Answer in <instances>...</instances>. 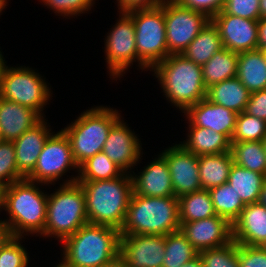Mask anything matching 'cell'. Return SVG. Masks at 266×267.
<instances>
[{"mask_svg":"<svg viewBox=\"0 0 266 267\" xmlns=\"http://www.w3.org/2000/svg\"><path fill=\"white\" fill-rule=\"evenodd\" d=\"M223 48L218 28L210 21L183 51V55L196 65L203 66Z\"/></svg>","mask_w":266,"mask_h":267,"instance_id":"obj_27","label":"cell"},{"mask_svg":"<svg viewBox=\"0 0 266 267\" xmlns=\"http://www.w3.org/2000/svg\"><path fill=\"white\" fill-rule=\"evenodd\" d=\"M122 116L110 129L102 152L124 172L130 173L142 163L143 147L141 138Z\"/></svg>","mask_w":266,"mask_h":267,"instance_id":"obj_13","label":"cell"},{"mask_svg":"<svg viewBox=\"0 0 266 267\" xmlns=\"http://www.w3.org/2000/svg\"><path fill=\"white\" fill-rule=\"evenodd\" d=\"M42 117L33 109L0 97V138L14 141Z\"/></svg>","mask_w":266,"mask_h":267,"instance_id":"obj_22","label":"cell"},{"mask_svg":"<svg viewBox=\"0 0 266 267\" xmlns=\"http://www.w3.org/2000/svg\"><path fill=\"white\" fill-rule=\"evenodd\" d=\"M260 18H266V0H260Z\"/></svg>","mask_w":266,"mask_h":267,"instance_id":"obj_50","label":"cell"},{"mask_svg":"<svg viewBox=\"0 0 266 267\" xmlns=\"http://www.w3.org/2000/svg\"><path fill=\"white\" fill-rule=\"evenodd\" d=\"M3 51L1 50V46H0V83H1V79H2V76L5 72V69L6 67L8 66L7 65V61L5 60L6 58H4V52L2 53Z\"/></svg>","mask_w":266,"mask_h":267,"instance_id":"obj_47","label":"cell"},{"mask_svg":"<svg viewBox=\"0 0 266 267\" xmlns=\"http://www.w3.org/2000/svg\"><path fill=\"white\" fill-rule=\"evenodd\" d=\"M38 1V0H37ZM42 6L53 11L55 16L72 19L83 14L92 13L96 0H39ZM91 11V12H90Z\"/></svg>","mask_w":266,"mask_h":267,"instance_id":"obj_37","label":"cell"},{"mask_svg":"<svg viewBox=\"0 0 266 267\" xmlns=\"http://www.w3.org/2000/svg\"><path fill=\"white\" fill-rule=\"evenodd\" d=\"M10 0H0V17L5 12Z\"/></svg>","mask_w":266,"mask_h":267,"instance_id":"obj_51","label":"cell"},{"mask_svg":"<svg viewBox=\"0 0 266 267\" xmlns=\"http://www.w3.org/2000/svg\"><path fill=\"white\" fill-rule=\"evenodd\" d=\"M77 182L84 190L88 223L120 231L133 193L130 173L114 179Z\"/></svg>","mask_w":266,"mask_h":267,"instance_id":"obj_4","label":"cell"},{"mask_svg":"<svg viewBox=\"0 0 266 267\" xmlns=\"http://www.w3.org/2000/svg\"><path fill=\"white\" fill-rule=\"evenodd\" d=\"M88 108L61 128L69 138L78 166L102 152L111 127L123 116L121 110L109 105H94Z\"/></svg>","mask_w":266,"mask_h":267,"instance_id":"obj_6","label":"cell"},{"mask_svg":"<svg viewBox=\"0 0 266 267\" xmlns=\"http://www.w3.org/2000/svg\"><path fill=\"white\" fill-rule=\"evenodd\" d=\"M53 267H60L58 264L55 263V265Z\"/></svg>","mask_w":266,"mask_h":267,"instance_id":"obj_57","label":"cell"},{"mask_svg":"<svg viewBox=\"0 0 266 267\" xmlns=\"http://www.w3.org/2000/svg\"><path fill=\"white\" fill-rule=\"evenodd\" d=\"M250 94L241 81L235 77L207 88L206 98L214 104L222 105L234 112L241 113L246 109Z\"/></svg>","mask_w":266,"mask_h":267,"instance_id":"obj_24","label":"cell"},{"mask_svg":"<svg viewBox=\"0 0 266 267\" xmlns=\"http://www.w3.org/2000/svg\"><path fill=\"white\" fill-rule=\"evenodd\" d=\"M25 179L16 166L15 147L13 141L0 142V189Z\"/></svg>","mask_w":266,"mask_h":267,"instance_id":"obj_39","label":"cell"},{"mask_svg":"<svg viewBox=\"0 0 266 267\" xmlns=\"http://www.w3.org/2000/svg\"><path fill=\"white\" fill-rule=\"evenodd\" d=\"M239 267H266V247L238 244Z\"/></svg>","mask_w":266,"mask_h":267,"instance_id":"obj_41","label":"cell"},{"mask_svg":"<svg viewBox=\"0 0 266 267\" xmlns=\"http://www.w3.org/2000/svg\"><path fill=\"white\" fill-rule=\"evenodd\" d=\"M266 180L261 173L250 171L233 163L229 172L230 184L244 205L256 203Z\"/></svg>","mask_w":266,"mask_h":267,"instance_id":"obj_28","label":"cell"},{"mask_svg":"<svg viewBox=\"0 0 266 267\" xmlns=\"http://www.w3.org/2000/svg\"><path fill=\"white\" fill-rule=\"evenodd\" d=\"M239 53L227 50L223 47L206 62L202 68L204 85L206 88L224 80L237 76V62Z\"/></svg>","mask_w":266,"mask_h":267,"instance_id":"obj_29","label":"cell"},{"mask_svg":"<svg viewBox=\"0 0 266 267\" xmlns=\"http://www.w3.org/2000/svg\"><path fill=\"white\" fill-rule=\"evenodd\" d=\"M233 165L231 151L221 154L198 156L199 177L201 188L210 190L225 184L229 179V172Z\"/></svg>","mask_w":266,"mask_h":267,"instance_id":"obj_26","label":"cell"},{"mask_svg":"<svg viewBox=\"0 0 266 267\" xmlns=\"http://www.w3.org/2000/svg\"><path fill=\"white\" fill-rule=\"evenodd\" d=\"M262 144L264 146V151H265V155H266V136L263 138Z\"/></svg>","mask_w":266,"mask_h":267,"instance_id":"obj_55","label":"cell"},{"mask_svg":"<svg viewBox=\"0 0 266 267\" xmlns=\"http://www.w3.org/2000/svg\"><path fill=\"white\" fill-rule=\"evenodd\" d=\"M164 18L168 55L182 54L200 31L211 21L204 13L164 1Z\"/></svg>","mask_w":266,"mask_h":267,"instance_id":"obj_12","label":"cell"},{"mask_svg":"<svg viewBox=\"0 0 266 267\" xmlns=\"http://www.w3.org/2000/svg\"><path fill=\"white\" fill-rule=\"evenodd\" d=\"M11 237L8 226L0 218V248L5 244V242Z\"/></svg>","mask_w":266,"mask_h":267,"instance_id":"obj_46","label":"cell"},{"mask_svg":"<svg viewBox=\"0 0 266 267\" xmlns=\"http://www.w3.org/2000/svg\"><path fill=\"white\" fill-rule=\"evenodd\" d=\"M260 0H225L223 9L219 13H227L244 19H260Z\"/></svg>","mask_w":266,"mask_h":267,"instance_id":"obj_40","label":"cell"},{"mask_svg":"<svg viewBox=\"0 0 266 267\" xmlns=\"http://www.w3.org/2000/svg\"><path fill=\"white\" fill-rule=\"evenodd\" d=\"M233 163L266 176V155L262 141L231 143Z\"/></svg>","mask_w":266,"mask_h":267,"instance_id":"obj_31","label":"cell"},{"mask_svg":"<svg viewBox=\"0 0 266 267\" xmlns=\"http://www.w3.org/2000/svg\"><path fill=\"white\" fill-rule=\"evenodd\" d=\"M202 267H239L238 244L232 242L198 253Z\"/></svg>","mask_w":266,"mask_h":267,"instance_id":"obj_36","label":"cell"},{"mask_svg":"<svg viewBox=\"0 0 266 267\" xmlns=\"http://www.w3.org/2000/svg\"><path fill=\"white\" fill-rule=\"evenodd\" d=\"M198 251L179 231L165 235V256L162 267H181L198 257Z\"/></svg>","mask_w":266,"mask_h":267,"instance_id":"obj_34","label":"cell"},{"mask_svg":"<svg viewBox=\"0 0 266 267\" xmlns=\"http://www.w3.org/2000/svg\"><path fill=\"white\" fill-rule=\"evenodd\" d=\"M157 79L160 90L171 108L182 114L206 98L202 68L183 54H170L148 74Z\"/></svg>","mask_w":266,"mask_h":267,"instance_id":"obj_3","label":"cell"},{"mask_svg":"<svg viewBox=\"0 0 266 267\" xmlns=\"http://www.w3.org/2000/svg\"><path fill=\"white\" fill-rule=\"evenodd\" d=\"M45 188H44V187ZM47 185L23 179L1 189V212H6L2 221L8 226L11 236L40 237L46 223Z\"/></svg>","mask_w":266,"mask_h":267,"instance_id":"obj_1","label":"cell"},{"mask_svg":"<svg viewBox=\"0 0 266 267\" xmlns=\"http://www.w3.org/2000/svg\"><path fill=\"white\" fill-rule=\"evenodd\" d=\"M117 12H129L136 9H151L160 6L166 0H115Z\"/></svg>","mask_w":266,"mask_h":267,"instance_id":"obj_44","label":"cell"},{"mask_svg":"<svg viewBox=\"0 0 266 267\" xmlns=\"http://www.w3.org/2000/svg\"><path fill=\"white\" fill-rule=\"evenodd\" d=\"M46 117L13 141L18 172L26 178L33 170L48 137L53 133Z\"/></svg>","mask_w":266,"mask_h":267,"instance_id":"obj_20","label":"cell"},{"mask_svg":"<svg viewBox=\"0 0 266 267\" xmlns=\"http://www.w3.org/2000/svg\"><path fill=\"white\" fill-rule=\"evenodd\" d=\"M263 55L264 60L266 61V48L259 49Z\"/></svg>","mask_w":266,"mask_h":267,"instance_id":"obj_53","label":"cell"},{"mask_svg":"<svg viewBox=\"0 0 266 267\" xmlns=\"http://www.w3.org/2000/svg\"><path fill=\"white\" fill-rule=\"evenodd\" d=\"M179 5L194 11L204 13L208 18L212 19L216 16L225 4V0H174Z\"/></svg>","mask_w":266,"mask_h":267,"instance_id":"obj_42","label":"cell"},{"mask_svg":"<svg viewBox=\"0 0 266 267\" xmlns=\"http://www.w3.org/2000/svg\"><path fill=\"white\" fill-rule=\"evenodd\" d=\"M72 170L73 175H67ZM78 171L79 166L74 160L69 138L60 129L57 132L54 130L48 137L34 170L25 179L47 185L50 189V185L56 187L58 183L63 185L77 182Z\"/></svg>","mask_w":266,"mask_h":267,"instance_id":"obj_10","label":"cell"},{"mask_svg":"<svg viewBox=\"0 0 266 267\" xmlns=\"http://www.w3.org/2000/svg\"><path fill=\"white\" fill-rule=\"evenodd\" d=\"M187 123L186 137L183 141H178L187 151L192 152L196 156L221 154L230 151L231 142L222 133H217L212 129L203 127H194L186 119Z\"/></svg>","mask_w":266,"mask_h":267,"instance_id":"obj_23","label":"cell"},{"mask_svg":"<svg viewBox=\"0 0 266 267\" xmlns=\"http://www.w3.org/2000/svg\"><path fill=\"white\" fill-rule=\"evenodd\" d=\"M266 136V121L245 112L238 113L231 143L262 141Z\"/></svg>","mask_w":266,"mask_h":267,"instance_id":"obj_35","label":"cell"},{"mask_svg":"<svg viewBox=\"0 0 266 267\" xmlns=\"http://www.w3.org/2000/svg\"><path fill=\"white\" fill-rule=\"evenodd\" d=\"M51 89L46 77L37 69L8 64L0 83V97L33 109L44 118L46 107L53 99Z\"/></svg>","mask_w":266,"mask_h":267,"instance_id":"obj_9","label":"cell"},{"mask_svg":"<svg viewBox=\"0 0 266 267\" xmlns=\"http://www.w3.org/2000/svg\"><path fill=\"white\" fill-rule=\"evenodd\" d=\"M120 231L87 223L60 245V267H99L120 258Z\"/></svg>","mask_w":266,"mask_h":267,"instance_id":"obj_2","label":"cell"},{"mask_svg":"<svg viewBox=\"0 0 266 267\" xmlns=\"http://www.w3.org/2000/svg\"><path fill=\"white\" fill-rule=\"evenodd\" d=\"M135 26L137 64L136 70L151 71L168 56L164 2L151 9H136L127 12Z\"/></svg>","mask_w":266,"mask_h":267,"instance_id":"obj_8","label":"cell"},{"mask_svg":"<svg viewBox=\"0 0 266 267\" xmlns=\"http://www.w3.org/2000/svg\"><path fill=\"white\" fill-rule=\"evenodd\" d=\"M57 187L55 191L48 192L46 223L39 239H51L52 242V238H55L53 240L61 244L87 224L88 217L84 190L78 182Z\"/></svg>","mask_w":266,"mask_h":267,"instance_id":"obj_7","label":"cell"},{"mask_svg":"<svg viewBox=\"0 0 266 267\" xmlns=\"http://www.w3.org/2000/svg\"><path fill=\"white\" fill-rule=\"evenodd\" d=\"M25 237L11 236L0 248V267H28L30 254L26 250Z\"/></svg>","mask_w":266,"mask_h":267,"instance_id":"obj_38","label":"cell"},{"mask_svg":"<svg viewBox=\"0 0 266 267\" xmlns=\"http://www.w3.org/2000/svg\"><path fill=\"white\" fill-rule=\"evenodd\" d=\"M244 112L266 121V89L250 94V99Z\"/></svg>","mask_w":266,"mask_h":267,"instance_id":"obj_43","label":"cell"},{"mask_svg":"<svg viewBox=\"0 0 266 267\" xmlns=\"http://www.w3.org/2000/svg\"><path fill=\"white\" fill-rule=\"evenodd\" d=\"M118 267H128V266H126V265L122 262L121 258H119V259H118Z\"/></svg>","mask_w":266,"mask_h":267,"instance_id":"obj_54","label":"cell"},{"mask_svg":"<svg viewBox=\"0 0 266 267\" xmlns=\"http://www.w3.org/2000/svg\"><path fill=\"white\" fill-rule=\"evenodd\" d=\"M179 200V220L192 222L217 215L208 190L185 194Z\"/></svg>","mask_w":266,"mask_h":267,"instance_id":"obj_30","label":"cell"},{"mask_svg":"<svg viewBox=\"0 0 266 267\" xmlns=\"http://www.w3.org/2000/svg\"><path fill=\"white\" fill-rule=\"evenodd\" d=\"M182 115L192 126L210 128L224 134L231 141L238 113L204 98L189 107Z\"/></svg>","mask_w":266,"mask_h":267,"instance_id":"obj_19","label":"cell"},{"mask_svg":"<svg viewBox=\"0 0 266 267\" xmlns=\"http://www.w3.org/2000/svg\"><path fill=\"white\" fill-rule=\"evenodd\" d=\"M208 191L216 214L233 224L245 207L240 196H237L233 187L227 182Z\"/></svg>","mask_w":266,"mask_h":267,"instance_id":"obj_32","label":"cell"},{"mask_svg":"<svg viewBox=\"0 0 266 267\" xmlns=\"http://www.w3.org/2000/svg\"><path fill=\"white\" fill-rule=\"evenodd\" d=\"M99 267H118V259L115 260L112 263H109V264H106V265H103V266H99Z\"/></svg>","mask_w":266,"mask_h":267,"instance_id":"obj_52","label":"cell"},{"mask_svg":"<svg viewBox=\"0 0 266 267\" xmlns=\"http://www.w3.org/2000/svg\"><path fill=\"white\" fill-rule=\"evenodd\" d=\"M171 144L159 151L166 159L177 198L201 190L198 156L187 151L180 143Z\"/></svg>","mask_w":266,"mask_h":267,"instance_id":"obj_14","label":"cell"},{"mask_svg":"<svg viewBox=\"0 0 266 267\" xmlns=\"http://www.w3.org/2000/svg\"><path fill=\"white\" fill-rule=\"evenodd\" d=\"M260 204L266 207V180L262 186V190L260 191L258 201Z\"/></svg>","mask_w":266,"mask_h":267,"instance_id":"obj_48","label":"cell"},{"mask_svg":"<svg viewBox=\"0 0 266 267\" xmlns=\"http://www.w3.org/2000/svg\"><path fill=\"white\" fill-rule=\"evenodd\" d=\"M236 77L250 93L266 89V61L259 49L239 53Z\"/></svg>","mask_w":266,"mask_h":267,"instance_id":"obj_25","label":"cell"},{"mask_svg":"<svg viewBox=\"0 0 266 267\" xmlns=\"http://www.w3.org/2000/svg\"><path fill=\"white\" fill-rule=\"evenodd\" d=\"M115 24L104 38L105 65L112 82L121 80L137 63L135 26L127 12H117ZM135 62V63H134Z\"/></svg>","mask_w":266,"mask_h":267,"instance_id":"obj_11","label":"cell"},{"mask_svg":"<svg viewBox=\"0 0 266 267\" xmlns=\"http://www.w3.org/2000/svg\"><path fill=\"white\" fill-rule=\"evenodd\" d=\"M180 230L176 196L146 197L132 193L120 235H167Z\"/></svg>","mask_w":266,"mask_h":267,"instance_id":"obj_5","label":"cell"},{"mask_svg":"<svg viewBox=\"0 0 266 267\" xmlns=\"http://www.w3.org/2000/svg\"><path fill=\"white\" fill-rule=\"evenodd\" d=\"M137 173L130 172L133 193L146 197L174 196L172 179L165 157L158 152Z\"/></svg>","mask_w":266,"mask_h":267,"instance_id":"obj_18","label":"cell"},{"mask_svg":"<svg viewBox=\"0 0 266 267\" xmlns=\"http://www.w3.org/2000/svg\"><path fill=\"white\" fill-rule=\"evenodd\" d=\"M180 232L198 252L222 247L233 241L232 224L218 215L182 222Z\"/></svg>","mask_w":266,"mask_h":267,"instance_id":"obj_16","label":"cell"},{"mask_svg":"<svg viewBox=\"0 0 266 267\" xmlns=\"http://www.w3.org/2000/svg\"><path fill=\"white\" fill-rule=\"evenodd\" d=\"M266 48V18L258 20V49Z\"/></svg>","mask_w":266,"mask_h":267,"instance_id":"obj_45","label":"cell"},{"mask_svg":"<svg viewBox=\"0 0 266 267\" xmlns=\"http://www.w3.org/2000/svg\"><path fill=\"white\" fill-rule=\"evenodd\" d=\"M211 21L218 28L223 47L235 53L258 49V21L218 13Z\"/></svg>","mask_w":266,"mask_h":267,"instance_id":"obj_17","label":"cell"},{"mask_svg":"<svg viewBox=\"0 0 266 267\" xmlns=\"http://www.w3.org/2000/svg\"><path fill=\"white\" fill-rule=\"evenodd\" d=\"M181 267H202V263H201V260H200V258L198 256L197 258H195L192 261L184 264Z\"/></svg>","mask_w":266,"mask_h":267,"instance_id":"obj_49","label":"cell"},{"mask_svg":"<svg viewBox=\"0 0 266 267\" xmlns=\"http://www.w3.org/2000/svg\"><path fill=\"white\" fill-rule=\"evenodd\" d=\"M233 240L240 245H266V207L259 202L247 204L232 224Z\"/></svg>","mask_w":266,"mask_h":267,"instance_id":"obj_21","label":"cell"},{"mask_svg":"<svg viewBox=\"0 0 266 267\" xmlns=\"http://www.w3.org/2000/svg\"><path fill=\"white\" fill-rule=\"evenodd\" d=\"M165 236L127 234L120 237V258L128 267H162Z\"/></svg>","mask_w":266,"mask_h":267,"instance_id":"obj_15","label":"cell"},{"mask_svg":"<svg viewBox=\"0 0 266 267\" xmlns=\"http://www.w3.org/2000/svg\"><path fill=\"white\" fill-rule=\"evenodd\" d=\"M0 214H1V189H0Z\"/></svg>","mask_w":266,"mask_h":267,"instance_id":"obj_56","label":"cell"},{"mask_svg":"<svg viewBox=\"0 0 266 267\" xmlns=\"http://www.w3.org/2000/svg\"><path fill=\"white\" fill-rule=\"evenodd\" d=\"M123 173L124 171L104 152H99L79 166L77 181L114 179Z\"/></svg>","mask_w":266,"mask_h":267,"instance_id":"obj_33","label":"cell"}]
</instances>
